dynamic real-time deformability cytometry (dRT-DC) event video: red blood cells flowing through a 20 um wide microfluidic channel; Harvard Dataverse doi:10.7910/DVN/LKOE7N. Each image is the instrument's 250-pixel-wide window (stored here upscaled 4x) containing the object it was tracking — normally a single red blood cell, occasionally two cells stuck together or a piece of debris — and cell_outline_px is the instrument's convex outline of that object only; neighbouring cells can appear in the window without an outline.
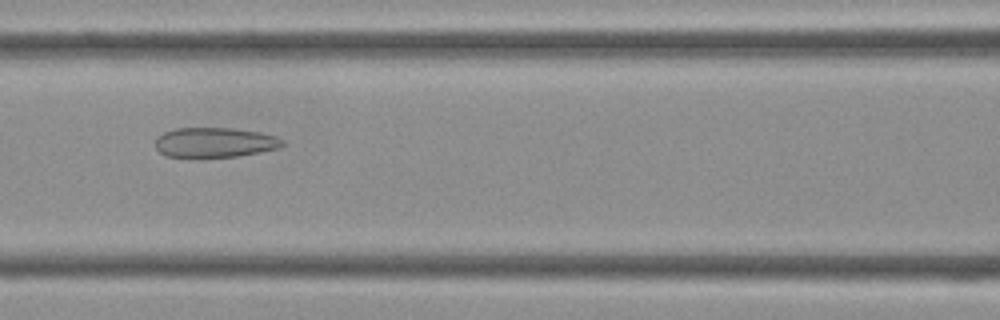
{"species": "Egyptian fruit bat (a non-hibernating species)", "species_latin": "Rousettus aegyptiacus", "temperature_condition": "cold", "stored_images_in_passage": 22, "camera_frame_rate_fps": 3000, "um_per_image_px": 0.085, "frame": {"image": 1, "passage_image": 15, "time_ms": 4.667, "image_size_px": [1000, 320], "cell_outline_px": [[284, 144], [280, 148], [260, 152], [236, 156], [164, 156], [156, 148], [156, 136], [164, 132], [176, 128], [232, 128], [260, 132], [276, 136], [284, 140]], "centroid_in_image_um": [18.27, 12.09], "position_along_channel_um": 148.3, "area_um2": 21.96}}
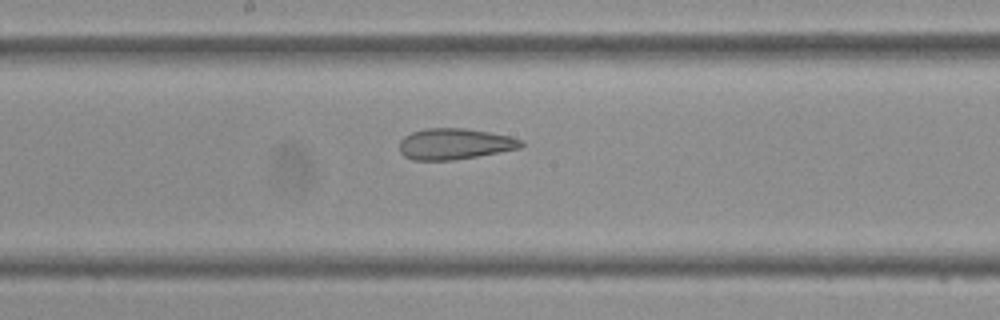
{"frame": {"image": 2, "passage_image": 19, "time_ms": 6.0, "image_size_px": [1000, 320], "cell_outline_px": [[524, 144], [520, 148], [476, 156], [452, 160], [412, 160], [404, 156], [400, 152], [400, 140], [404, 136], [412, 132], [428, 128], [464, 128], [488, 132], [508, 136], [524, 140]], "centroid_in_image_um": [38.63, 12.23], "position_along_channel_um": 209.6, "area_um2": 21.85}}
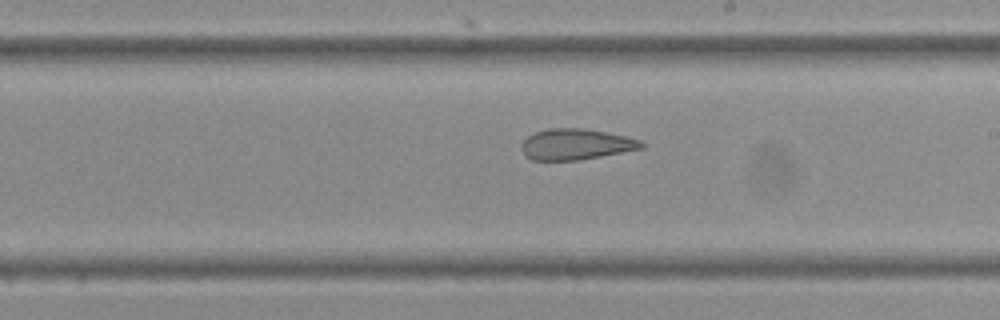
{"frame": {"image": 3, "passage_image": 21, "time_ms": 6.667, "image_size_px": [1000, 320], "cell_outline_px": [[644, 148], [580, 160], [532, 160], [524, 156], [520, 148], [520, 144], [528, 136], [536, 132], [548, 128], [580, 128], [608, 132], [628, 136], [640, 140], [644, 144]], "centroid_in_image_um": [48.94, 12.26], "position_along_channel_um": 240.1, "area_um2": 21.79}}